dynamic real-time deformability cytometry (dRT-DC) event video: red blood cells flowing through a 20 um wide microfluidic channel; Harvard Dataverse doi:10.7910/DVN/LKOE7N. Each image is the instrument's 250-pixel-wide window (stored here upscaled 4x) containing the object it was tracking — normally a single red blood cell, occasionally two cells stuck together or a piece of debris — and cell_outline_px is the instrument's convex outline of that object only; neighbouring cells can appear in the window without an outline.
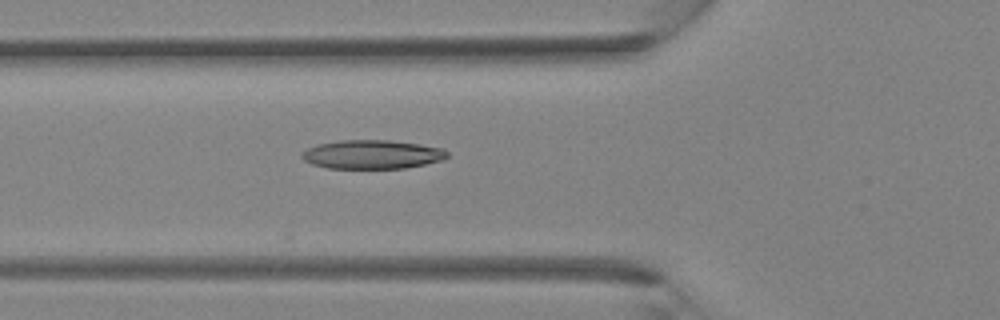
{"species": "Egyptian fruit bat (a non-hibernating species)", "species_latin": "Rousettus aegyptiacus", "temperature_condition": "room temperature", "stored_images_in_passage": 36, "camera_frame_rate_fps": 3000, "um_per_image_px": 0.085, "animal": {"sex": "female"}, "frame": {"image": 1, "passage_image": 13, "time_ms": 4.0, "image_size_px": [1000, 320], "cell_outline_px": [[448, 156], [444, 160], [404, 168], [328, 168], [312, 164], [304, 160], [300, 156], [300, 152], [316, 144], [340, 140], [388, 140], [420, 144], [444, 148], [448, 152]], "centroid_in_image_um": [31.62, 13.12], "position_along_channel_um": 94.2, "area_um2": 24.57}}
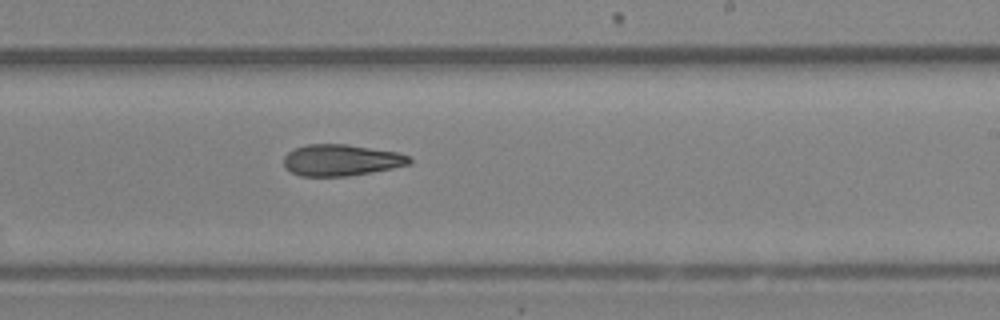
{"frame": {"image": 2, "passage_image": 22, "time_ms": 7.0, "image_size_px": [1000, 320], "cell_outline_px": [[412, 164], [372, 172], [348, 176], [300, 176], [284, 168], [284, 156], [288, 152], [296, 148], [308, 144], [344, 144], [396, 152], [408, 156], [412, 160]], "centroid_in_image_um": [28.98, 13.62], "position_along_channel_um": 260.0, "area_um2": 22.89}}
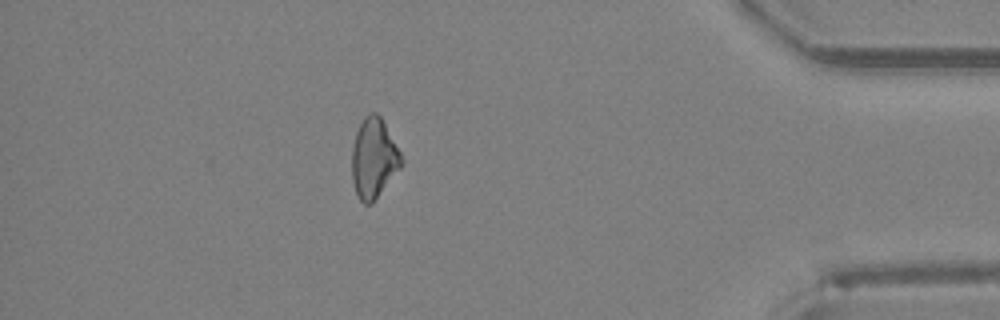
{"frame": {"image": 3, "passage_image": 32, "time_ms": 10.333, "image_size_px": [1000, 320], "cell_outline_px": [[404, 164], [372, 204], [364, 204], [356, 196], [352, 180], [352, 148], [356, 132], [364, 116], [368, 112], [376, 112], [380, 116], [400, 152], [404, 160]], "centroid_in_image_um": [31.77, 13.48], "position_along_channel_um": 403.4, "area_um2": 23.18}}